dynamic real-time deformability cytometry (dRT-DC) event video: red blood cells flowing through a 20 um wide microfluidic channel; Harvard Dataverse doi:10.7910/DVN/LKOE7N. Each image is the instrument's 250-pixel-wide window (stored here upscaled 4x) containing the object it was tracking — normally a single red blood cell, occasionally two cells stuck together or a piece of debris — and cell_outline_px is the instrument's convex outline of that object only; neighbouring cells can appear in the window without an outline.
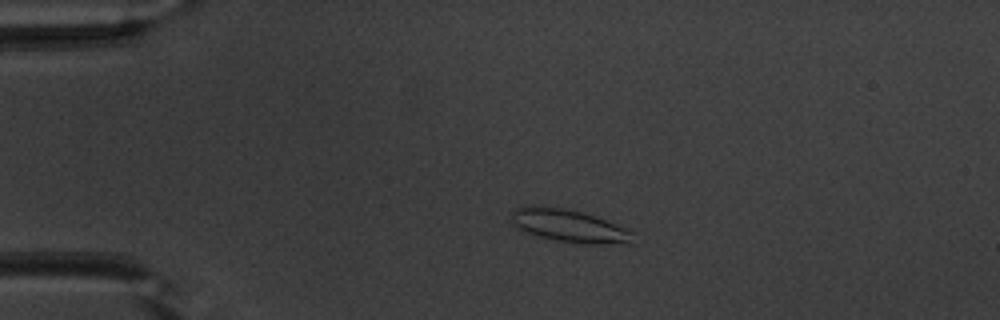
{"species": "common noctule bat (a hibernating species)", "species_latin": "Nyctalus noctula", "temperature_condition": "warm", "stored_images_in_passage": 51, "camera_frame_rate_fps": 3000, "um_per_image_px": 0.085, "animal": {"sex": "male", "body_mass_g": 20.1, "forearm_length_mm": 53.5}, "frame": {"image": 1, "passage_image": 11, "time_ms": 3.333, "image_size_px": [1000, 320], "cell_outline_px": [[636, 244], [584, 244], [556, 240], [540, 236], [516, 228], [508, 220], [512, 212], [516, 208], [528, 204], [532, 204], [564, 208], [584, 212], [624, 228], [632, 232]], "centroid_in_image_um": [48.34, 19.19], "position_along_channel_um": 36.7, "area_um2": 23.52}}
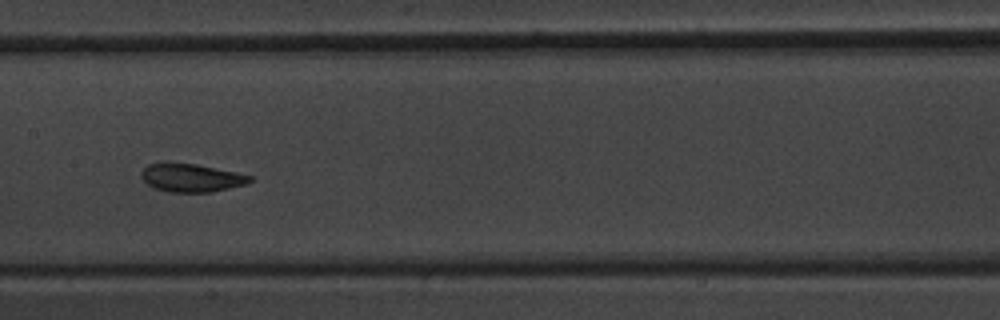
{"frame": {"image": 2, "passage_image": 26, "time_ms": 8.333, "image_size_px": [1000, 320], "cell_outline_px": [[252, 180], [248, 184], [212, 192], [168, 192], [152, 188], [140, 176], [140, 172], [148, 164], [196, 164], [252, 176]], "centroid_in_image_um": [16.26, 15.14], "position_along_channel_um": 191.1, "area_um2": 17.57}}
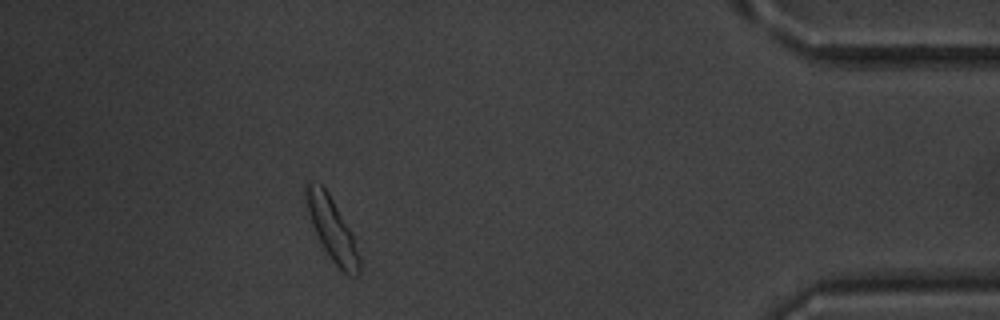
{"frame": {"image": 3, "passage_image": 46, "time_ms": 15.0, "image_size_px": [1000, 320], "cell_outline_px": [[360, 272], [356, 276], [348, 276], [332, 260], [324, 248], [312, 224], [308, 212], [304, 196], [304, 188], [308, 184], [320, 184], [328, 192], [352, 232], [360, 256]], "centroid_in_image_um": [28.25, 19.5], "position_along_channel_um": 406.9, "area_um2": 19.13}, "authors_computed_cell_mechanics": {"area_um2": 18.3804, "velocity_mm_per_s": 3.9315, "shape_relaxation_time_tau1_ms": 2.8063, "shape_relaxation_time_tau2_ms": 1.2848, "deformation_change_tau1": 0.1016, "deformation_change_tau2": 0.0679}}